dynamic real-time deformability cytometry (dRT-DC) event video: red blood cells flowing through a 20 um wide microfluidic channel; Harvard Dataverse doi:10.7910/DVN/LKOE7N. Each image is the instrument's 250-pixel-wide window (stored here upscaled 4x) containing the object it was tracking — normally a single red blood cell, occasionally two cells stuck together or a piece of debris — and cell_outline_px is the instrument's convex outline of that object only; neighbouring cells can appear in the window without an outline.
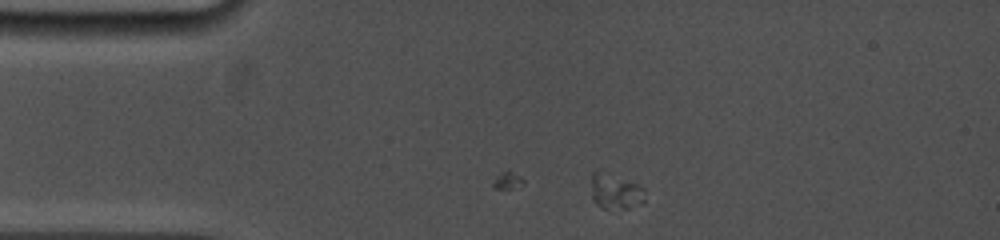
{"species": "common noctule bat (a hibernating species)", "species_latin": "Nyctalus noctula", "temperature_condition": "cold", "stored_images_in_passage": 3, "camera_frame_rate_fps": 5000, "um_per_image_px": 0.085, "animal": {"sex": "female", "body_mass_g": 19.0, "forearm_length_mm": 53.3}, "frame": {"image": 1, "passage_image": 3, "time_ms": 0.4, "image_size_px": [1000, 240], "cell_outline_px": [[644, 200], [640, 204], [628, 208], [604, 208], [596, 204], [592, 200], [592, 172], [600, 172], [636, 184], [644, 188]], "centroid_in_image_um": [52.3, 16.32], "position_along_channel_um": 32.7, "area_um2": 10.52}}